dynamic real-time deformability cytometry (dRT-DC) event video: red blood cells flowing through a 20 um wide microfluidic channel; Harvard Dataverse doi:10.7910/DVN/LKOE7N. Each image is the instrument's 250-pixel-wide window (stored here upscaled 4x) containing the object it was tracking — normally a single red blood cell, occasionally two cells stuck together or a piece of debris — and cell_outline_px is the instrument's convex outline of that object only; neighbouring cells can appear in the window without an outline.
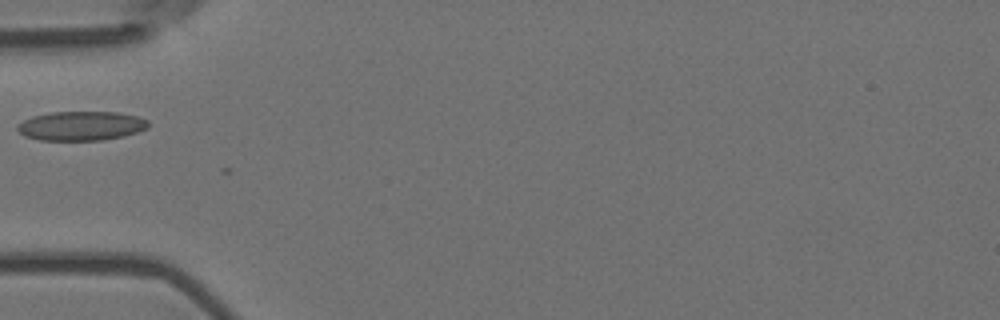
{"species": "Egyptian fruit bat (a non-hibernating species)", "species_latin": "Rousettus aegyptiacus", "temperature_condition": "room temperature", "stored_images_in_passage": 2, "camera_frame_rate_fps": 3000, "um_per_image_px": 0.085, "animal": {"sex": "female"}, "frame": {"image": 1, "passage_image": 1, "time_ms": 0.0, "image_size_px": [1000, 320], "cell_outline_px": [[148, 128], [124, 136], [100, 140], [40, 140], [24, 136], [16, 128], [16, 124], [32, 116], [52, 112], [116, 112], [136, 116], [148, 120]], "centroid_in_image_um": [6.87, 10.7], "position_along_channel_um": 78.1, "area_um2": 22.25}}